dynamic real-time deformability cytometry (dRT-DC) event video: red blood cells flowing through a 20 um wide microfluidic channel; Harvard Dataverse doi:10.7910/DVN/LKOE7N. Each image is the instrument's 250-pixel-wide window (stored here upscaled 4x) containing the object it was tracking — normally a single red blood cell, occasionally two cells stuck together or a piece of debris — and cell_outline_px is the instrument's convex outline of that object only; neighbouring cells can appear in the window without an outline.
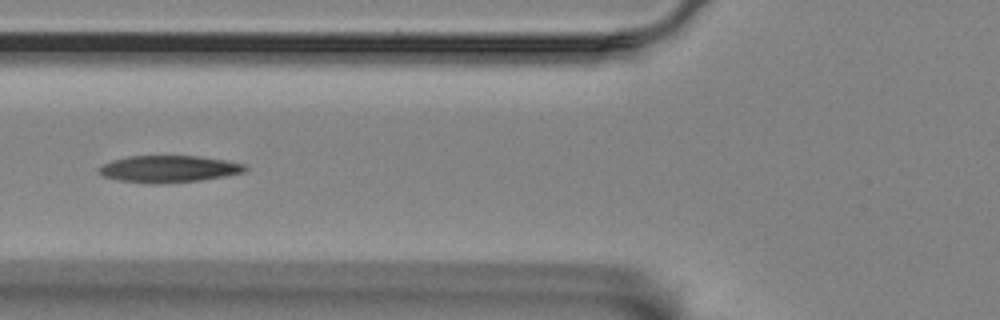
{"species": "Egyptian fruit bat (a non-hibernating species)", "species_latin": "Rousettus aegyptiacus", "temperature_condition": "room temperature", "stored_images_in_passage": 44, "camera_frame_rate_fps": 3000, "um_per_image_px": 0.085, "animal": {"sex": "female"}, "frame": {"image": 1, "passage_image": 8, "time_ms": 2.333, "image_size_px": [1000, 320], "cell_outline_px": [[248, 168], [244, 172], [224, 176], [200, 180], [160, 184], [148, 184], [120, 180], [104, 176], [96, 168], [112, 160], [128, 156], [196, 156], [224, 160], [244, 164]], "centroid_in_image_um": [14.33, 14.36], "position_along_channel_um": 111.5, "area_um2": 22.77}}
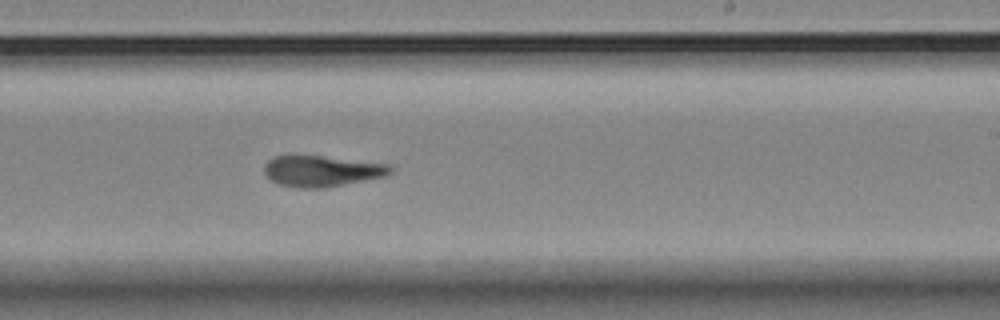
{"frame": {"image": 2, "passage_image": 21, "time_ms": 6.667, "image_size_px": [1000, 320], "cell_outline_px": [[392, 172], [384, 176], [324, 188], [296, 188], [276, 184], [264, 172], [264, 164], [268, 160], [276, 156], [320, 156], [388, 164], [392, 168]], "centroid_in_image_um": [27.31, 14.55], "position_along_channel_um": 261.7, "area_um2": 22.48}}
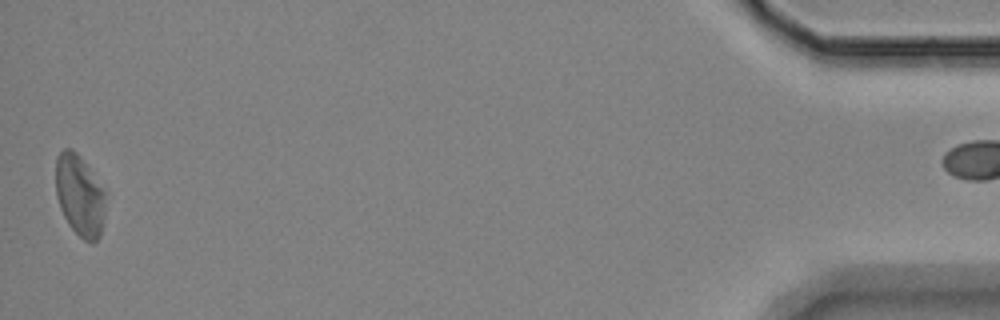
{"frame": {"image": 3, "passage_image": 43, "time_ms": 14.0, "image_size_px": [1000, 320], "cell_outline_px": [[104, 216], [100, 236], [92, 244], [84, 240], [68, 224], [60, 208], [56, 196], [56, 156], [64, 148], [72, 148], [80, 156], [104, 192]], "centroid_in_image_um": [6.74, 16.62], "position_along_channel_um": 428.5, "area_um2": 23.24}}